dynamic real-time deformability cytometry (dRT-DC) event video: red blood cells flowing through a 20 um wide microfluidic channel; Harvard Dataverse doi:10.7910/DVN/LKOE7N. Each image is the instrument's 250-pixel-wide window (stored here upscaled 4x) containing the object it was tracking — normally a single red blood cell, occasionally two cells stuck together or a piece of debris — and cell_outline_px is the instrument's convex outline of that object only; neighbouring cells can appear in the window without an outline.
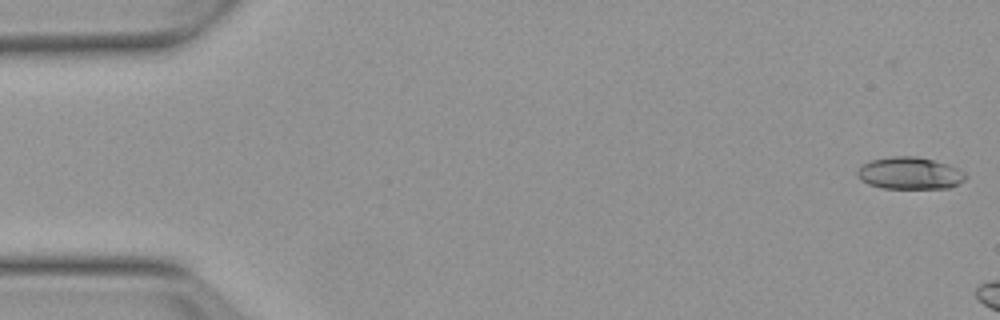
{"species": "Egyptian fruit bat (a non-hibernating species)", "species_latin": "Rousettus aegyptiacus", "temperature_condition": "warm", "stored_images_in_passage": 6, "camera_frame_rate_fps": 3000, "um_per_image_px": 0.085, "animal": {"sex": "female"}, "frame": {"image": 1, "passage_image": 1, "time_ms": 0.0, "image_size_px": [1000, 320], "cell_outline_px": [[968, 176], [964, 180], [948, 188], [880, 188], [868, 184], [860, 180], [856, 176], [856, 172], [864, 164], [872, 160], [892, 156], [916, 156], [948, 164], [964, 172]], "centroid_in_image_um": [77.31, 14.73], "position_along_channel_um": 7.7, "area_um2": 20.17}}